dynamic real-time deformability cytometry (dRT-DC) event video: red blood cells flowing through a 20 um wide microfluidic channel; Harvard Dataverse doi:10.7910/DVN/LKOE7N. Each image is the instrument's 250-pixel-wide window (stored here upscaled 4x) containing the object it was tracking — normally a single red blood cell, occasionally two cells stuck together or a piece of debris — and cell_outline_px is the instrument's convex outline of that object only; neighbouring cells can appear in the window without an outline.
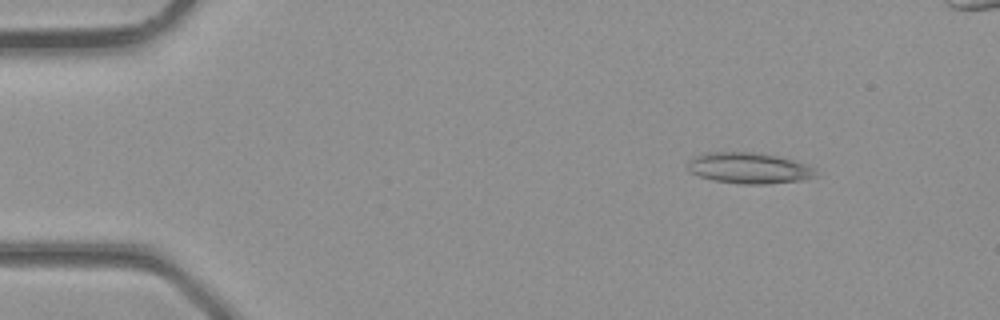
{"species": "common noctule bat (a hibernating species)", "species_latin": "Nyctalus noctula", "temperature_condition": "room temperature", "stored_images_in_passage": 3, "camera_frame_rate_fps": 3000, "um_per_image_px": 0.085, "animal": {"sex": "male", "body_mass_g": 23.1, "forearm_length_mm": 52.7}, "frame": {"image": 1, "passage_image": 1, "time_ms": 0.0, "image_size_px": [1000, 320], "cell_outline_px": [[820, 176], [800, 180], [764, 184], [744, 184], [712, 180], [688, 172], [688, 160], [692, 156], [704, 152], [756, 152], [796, 160], [808, 164], [816, 168]], "centroid_in_image_um": [63.68, 14.27], "position_along_channel_um": 21.3, "area_um2": 23.52}}